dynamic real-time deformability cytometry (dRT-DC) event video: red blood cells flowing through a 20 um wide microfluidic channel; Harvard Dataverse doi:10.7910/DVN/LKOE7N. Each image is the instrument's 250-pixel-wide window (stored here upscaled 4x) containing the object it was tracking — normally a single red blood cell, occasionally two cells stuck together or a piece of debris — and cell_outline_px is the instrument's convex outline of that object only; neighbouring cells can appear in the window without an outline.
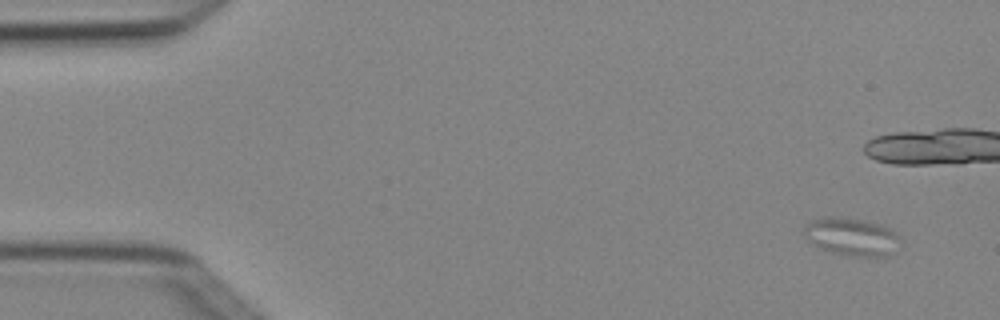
{"species": "Egyptian fruit bat (a non-hibernating species)", "species_latin": "Rousettus aegyptiacus", "temperature_condition": "cold", "stored_images_in_passage": 8, "camera_frame_rate_fps": 3000, "um_per_image_px": 0.085, "animal": {"sex": "female"}, "frame": {"image": 1, "passage_image": 1, "time_ms": 0.0, "image_size_px": [1000, 320], "cell_outline_px": [[900, 240], [884, 256], [852, 256], [832, 252], [820, 248], [812, 244], [804, 236], [804, 224], [812, 220], [824, 216], [844, 216], [864, 220], [880, 224], [892, 228], [896, 232]], "centroid_in_image_um": [72.31, 20.07], "position_along_channel_um": 12.7, "area_um2": 21.15}}
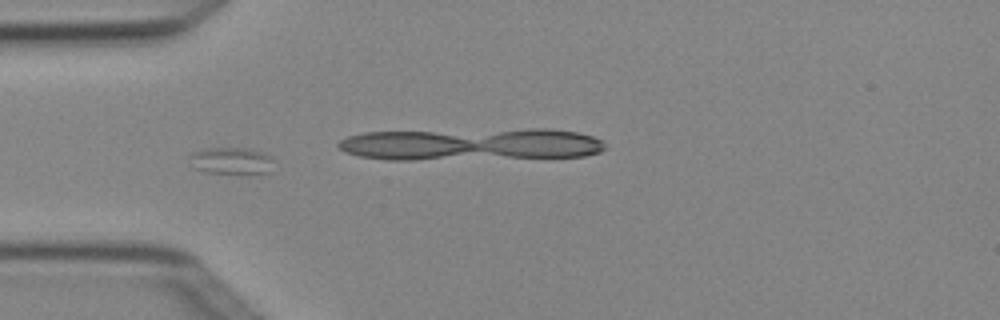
{"frame": {"image": 2, "passage_image": 4, "time_ms": 1.0, "image_size_px": [1000, 320], "cell_outline_px": [[272, 172], [244, 176], [204, 172], [192, 168], [188, 156], [192, 152], [204, 148], [248, 148], [264, 152], [272, 156]], "centroid_in_image_um": [19.67, 13.71], "position_along_channel_um": 65.3, "area_um2": 14.16}}